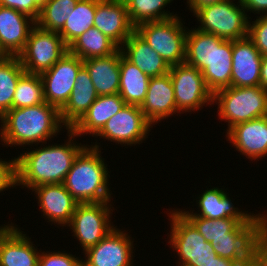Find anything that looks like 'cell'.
<instances>
[{
  "instance_id": "1",
  "label": "cell",
  "mask_w": 267,
  "mask_h": 266,
  "mask_svg": "<svg viewBox=\"0 0 267 266\" xmlns=\"http://www.w3.org/2000/svg\"><path fill=\"white\" fill-rule=\"evenodd\" d=\"M66 130L68 133L66 144L55 143L44 147H41L43 145L41 144L32 151L20 153L16 158L17 186L21 185L22 188L32 190L43 184L64 182L74 159L86 146L76 142L78 137L71 129Z\"/></svg>"
},
{
  "instance_id": "2",
  "label": "cell",
  "mask_w": 267,
  "mask_h": 266,
  "mask_svg": "<svg viewBox=\"0 0 267 266\" xmlns=\"http://www.w3.org/2000/svg\"><path fill=\"white\" fill-rule=\"evenodd\" d=\"M0 139L12 147L47 143L59 134L66 126L60 118V111L48 104L41 103L36 106L14 108L7 111L0 118ZM25 145V146H24Z\"/></svg>"
},
{
  "instance_id": "3",
  "label": "cell",
  "mask_w": 267,
  "mask_h": 266,
  "mask_svg": "<svg viewBox=\"0 0 267 266\" xmlns=\"http://www.w3.org/2000/svg\"><path fill=\"white\" fill-rule=\"evenodd\" d=\"M233 40H225L196 28L187 31L185 63L202 72L207 88L231 86Z\"/></svg>"
},
{
  "instance_id": "4",
  "label": "cell",
  "mask_w": 267,
  "mask_h": 266,
  "mask_svg": "<svg viewBox=\"0 0 267 266\" xmlns=\"http://www.w3.org/2000/svg\"><path fill=\"white\" fill-rule=\"evenodd\" d=\"M99 147L98 142L86 145L74 159L63 182L78 204L111 202L110 172Z\"/></svg>"
},
{
  "instance_id": "5",
  "label": "cell",
  "mask_w": 267,
  "mask_h": 266,
  "mask_svg": "<svg viewBox=\"0 0 267 266\" xmlns=\"http://www.w3.org/2000/svg\"><path fill=\"white\" fill-rule=\"evenodd\" d=\"M218 119L228 122L226 132L236 124L267 116V90L260 86H230L213 94Z\"/></svg>"
},
{
  "instance_id": "6",
  "label": "cell",
  "mask_w": 267,
  "mask_h": 266,
  "mask_svg": "<svg viewBox=\"0 0 267 266\" xmlns=\"http://www.w3.org/2000/svg\"><path fill=\"white\" fill-rule=\"evenodd\" d=\"M206 5L193 12L200 22L197 30L214 34L225 40H239L248 36L249 14L240 0ZM237 3V5H236Z\"/></svg>"
},
{
  "instance_id": "7",
  "label": "cell",
  "mask_w": 267,
  "mask_h": 266,
  "mask_svg": "<svg viewBox=\"0 0 267 266\" xmlns=\"http://www.w3.org/2000/svg\"><path fill=\"white\" fill-rule=\"evenodd\" d=\"M170 237L168 243L179 258L176 266H207L217 253L210 242L178 209L170 210Z\"/></svg>"
},
{
  "instance_id": "8",
  "label": "cell",
  "mask_w": 267,
  "mask_h": 266,
  "mask_svg": "<svg viewBox=\"0 0 267 266\" xmlns=\"http://www.w3.org/2000/svg\"><path fill=\"white\" fill-rule=\"evenodd\" d=\"M179 17L146 22L135 28L169 66L185 63L188 28H185Z\"/></svg>"
},
{
  "instance_id": "9",
  "label": "cell",
  "mask_w": 267,
  "mask_h": 266,
  "mask_svg": "<svg viewBox=\"0 0 267 266\" xmlns=\"http://www.w3.org/2000/svg\"><path fill=\"white\" fill-rule=\"evenodd\" d=\"M67 52L68 46L58 32L46 31L36 25L18 58L26 73L41 74L49 70Z\"/></svg>"
},
{
  "instance_id": "10",
  "label": "cell",
  "mask_w": 267,
  "mask_h": 266,
  "mask_svg": "<svg viewBox=\"0 0 267 266\" xmlns=\"http://www.w3.org/2000/svg\"><path fill=\"white\" fill-rule=\"evenodd\" d=\"M110 202L78 204L67 225L79 240L84 253L97 245L116 226L111 223ZM112 211V212H111Z\"/></svg>"
},
{
  "instance_id": "11",
  "label": "cell",
  "mask_w": 267,
  "mask_h": 266,
  "mask_svg": "<svg viewBox=\"0 0 267 266\" xmlns=\"http://www.w3.org/2000/svg\"><path fill=\"white\" fill-rule=\"evenodd\" d=\"M169 74L174 88L177 110L199 111L213 104V93L207 88L202 72L186 63L170 66Z\"/></svg>"
},
{
  "instance_id": "12",
  "label": "cell",
  "mask_w": 267,
  "mask_h": 266,
  "mask_svg": "<svg viewBox=\"0 0 267 266\" xmlns=\"http://www.w3.org/2000/svg\"><path fill=\"white\" fill-rule=\"evenodd\" d=\"M152 127L140 106L126 104L95 136L122 146L140 145L148 137Z\"/></svg>"
},
{
  "instance_id": "13",
  "label": "cell",
  "mask_w": 267,
  "mask_h": 266,
  "mask_svg": "<svg viewBox=\"0 0 267 266\" xmlns=\"http://www.w3.org/2000/svg\"><path fill=\"white\" fill-rule=\"evenodd\" d=\"M82 67L83 60L67 52L49 70L41 73L45 102L60 111L68 101Z\"/></svg>"
},
{
  "instance_id": "14",
  "label": "cell",
  "mask_w": 267,
  "mask_h": 266,
  "mask_svg": "<svg viewBox=\"0 0 267 266\" xmlns=\"http://www.w3.org/2000/svg\"><path fill=\"white\" fill-rule=\"evenodd\" d=\"M122 230L115 227L97 245L86 250L82 266H134V241Z\"/></svg>"
},
{
  "instance_id": "15",
  "label": "cell",
  "mask_w": 267,
  "mask_h": 266,
  "mask_svg": "<svg viewBox=\"0 0 267 266\" xmlns=\"http://www.w3.org/2000/svg\"><path fill=\"white\" fill-rule=\"evenodd\" d=\"M225 188H207L201 196L196 197V204L199 207L198 212L193 213L191 210L185 211L178 209L184 216H198L209 219H222L233 218L239 223H266V214H254L244 210L240 211L238 207H235L231 202V198ZM227 192V193H226Z\"/></svg>"
},
{
  "instance_id": "16",
  "label": "cell",
  "mask_w": 267,
  "mask_h": 266,
  "mask_svg": "<svg viewBox=\"0 0 267 266\" xmlns=\"http://www.w3.org/2000/svg\"><path fill=\"white\" fill-rule=\"evenodd\" d=\"M185 217L211 245H217L223 239H260L265 234V223H239L233 218Z\"/></svg>"
},
{
  "instance_id": "17",
  "label": "cell",
  "mask_w": 267,
  "mask_h": 266,
  "mask_svg": "<svg viewBox=\"0 0 267 266\" xmlns=\"http://www.w3.org/2000/svg\"><path fill=\"white\" fill-rule=\"evenodd\" d=\"M12 222L0 226V266H38L40 251Z\"/></svg>"
},
{
  "instance_id": "18",
  "label": "cell",
  "mask_w": 267,
  "mask_h": 266,
  "mask_svg": "<svg viewBox=\"0 0 267 266\" xmlns=\"http://www.w3.org/2000/svg\"><path fill=\"white\" fill-rule=\"evenodd\" d=\"M94 27L119 48L135 31L124 0H96Z\"/></svg>"
},
{
  "instance_id": "19",
  "label": "cell",
  "mask_w": 267,
  "mask_h": 266,
  "mask_svg": "<svg viewBox=\"0 0 267 266\" xmlns=\"http://www.w3.org/2000/svg\"><path fill=\"white\" fill-rule=\"evenodd\" d=\"M37 195L39 208L49 221L66 227L71 221L78 202L68 192L63 183L43 184L32 189Z\"/></svg>"
},
{
  "instance_id": "20",
  "label": "cell",
  "mask_w": 267,
  "mask_h": 266,
  "mask_svg": "<svg viewBox=\"0 0 267 266\" xmlns=\"http://www.w3.org/2000/svg\"><path fill=\"white\" fill-rule=\"evenodd\" d=\"M262 57L248 37L233 40L231 86H260Z\"/></svg>"
},
{
  "instance_id": "21",
  "label": "cell",
  "mask_w": 267,
  "mask_h": 266,
  "mask_svg": "<svg viewBox=\"0 0 267 266\" xmlns=\"http://www.w3.org/2000/svg\"><path fill=\"white\" fill-rule=\"evenodd\" d=\"M226 137L232 147L251 161L267 156V116L234 125Z\"/></svg>"
},
{
  "instance_id": "22",
  "label": "cell",
  "mask_w": 267,
  "mask_h": 266,
  "mask_svg": "<svg viewBox=\"0 0 267 266\" xmlns=\"http://www.w3.org/2000/svg\"><path fill=\"white\" fill-rule=\"evenodd\" d=\"M36 21L15 9L0 6V50L18 56L25 48Z\"/></svg>"
},
{
  "instance_id": "23",
  "label": "cell",
  "mask_w": 267,
  "mask_h": 266,
  "mask_svg": "<svg viewBox=\"0 0 267 266\" xmlns=\"http://www.w3.org/2000/svg\"><path fill=\"white\" fill-rule=\"evenodd\" d=\"M140 109L152 125L168 119L173 114L180 113L177 110L169 72L161 76L150 77L147 94Z\"/></svg>"
},
{
  "instance_id": "24",
  "label": "cell",
  "mask_w": 267,
  "mask_h": 266,
  "mask_svg": "<svg viewBox=\"0 0 267 266\" xmlns=\"http://www.w3.org/2000/svg\"><path fill=\"white\" fill-rule=\"evenodd\" d=\"M98 94L88 71L83 66L77 75L70 97L60 110V118L67 129H71L88 111Z\"/></svg>"
},
{
  "instance_id": "25",
  "label": "cell",
  "mask_w": 267,
  "mask_h": 266,
  "mask_svg": "<svg viewBox=\"0 0 267 266\" xmlns=\"http://www.w3.org/2000/svg\"><path fill=\"white\" fill-rule=\"evenodd\" d=\"M98 96L113 95L119 92L120 48L113 54L83 60Z\"/></svg>"
},
{
  "instance_id": "26",
  "label": "cell",
  "mask_w": 267,
  "mask_h": 266,
  "mask_svg": "<svg viewBox=\"0 0 267 266\" xmlns=\"http://www.w3.org/2000/svg\"><path fill=\"white\" fill-rule=\"evenodd\" d=\"M126 105L119 93L98 96L84 116L71 128L79 137L89 134L94 137Z\"/></svg>"
},
{
  "instance_id": "27",
  "label": "cell",
  "mask_w": 267,
  "mask_h": 266,
  "mask_svg": "<svg viewBox=\"0 0 267 266\" xmlns=\"http://www.w3.org/2000/svg\"><path fill=\"white\" fill-rule=\"evenodd\" d=\"M122 54L149 77L169 72L170 66L134 31L120 47Z\"/></svg>"
},
{
  "instance_id": "28",
  "label": "cell",
  "mask_w": 267,
  "mask_h": 266,
  "mask_svg": "<svg viewBox=\"0 0 267 266\" xmlns=\"http://www.w3.org/2000/svg\"><path fill=\"white\" fill-rule=\"evenodd\" d=\"M150 77L130 62L120 49L119 95L126 104L141 106L145 100Z\"/></svg>"
},
{
  "instance_id": "29",
  "label": "cell",
  "mask_w": 267,
  "mask_h": 266,
  "mask_svg": "<svg viewBox=\"0 0 267 266\" xmlns=\"http://www.w3.org/2000/svg\"><path fill=\"white\" fill-rule=\"evenodd\" d=\"M119 47L96 27H91L69 46L68 52L82 60L113 54Z\"/></svg>"
},
{
  "instance_id": "30",
  "label": "cell",
  "mask_w": 267,
  "mask_h": 266,
  "mask_svg": "<svg viewBox=\"0 0 267 266\" xmlns=\"http://www.w3.org/2000/svg\"><path fill=\"white\" fill-rule=\"evenodd\" d=\"M95 11L96 0H78L63 28L58 32L67 46L82 33L94 27Z\"/></svg>"
},
{
  "instance_id": "31",
  "label": "cell",
  "mask_w": 267,
  "mask_h": 266,
  "mask_svg": "<svg viewBox=\"0 0 267 266\" xmlns=\"http://www.w3.org/2000/svg\"><path fill=\"white\" fill-rule=\"evenodd\" d=\"M24 73L18 56H5L0 60V118L12 109L18 80Z\"/></svg>"
},
{
  "instance_id": "32",
  "label": "cell",
  "mask_w": 267,
  "mask_h": 266,
  "mask_svg": "<svg viewBox=\"0 0 267 266\" xmlns=\"http://www.w3.org/2000/svg\"><path fill=\"white\" fill-rule=\"evenodd\" d=\"M173 0H124L129 19L136 28L138 25L176 17L164 8Z\"/></svg>"
},
{
  "instance_id": "33",
  "label": "cell",
  "mask_w": 267,
  "mask_h": 266,
  "mask_svg": "<svg viewBox=\"0 0 267 266\" xmlns=\"http://www.w3.org/2000/svg\"><path fill=\"white\" fill-rule=\"evenodd\" d=\"M44 102L43 82L40 74L25 72L18 80L12 109L36 106Z\"/></svg>"
},
{
  "instance_id": "34",
  "label": "cell",
  "mask_w": 267,
  "mask_h": 266,
  "mask_svg": "<svg viewBox=\"0 0 267 266\" xmlns=\"http://www.w3.org/2000/svg\"><path fill=\"white\" fill-rule=\"evenodd\" d=\"M78 0H50L40 11L36 25L46 31L59 32Z\"/></svg>"
},
{
  "instance_id": "35",
  "label": "cell",
  "mask_w": 267,
  "mask_h": 266,
  "mask_svg": "<svg viewBox=\"0 0 267 266\" xmlns=\"http://www.w3.org/2000/svg\"><path fill=\"white\" fill-rule=\"evenodd\" d=\"M259 239H223L212 245L218 256L235 261H256Z\"/></svg>"
},
{
  "instance_id": "36",
  "label": "cell",
  "mask_w": 267,
  "mask_h": 266,
  "mask_svg": "<svg viewBox=\"0 0 267 266\" xmlns=\"http://www.w3.org/2000/svg\"><path fill=\"white\" fill-rule=\"evenodd\" d=\"M261 55H267V16H259L252 24L249 20L248 36Z\"/></svg>"
},
{
  "instance_id": "37",
  "label": "cell",
  "mask_w": 267,
  "mask_h": 266,
  "mask_svg": "<svg viewBox=\"0 0 267 266\" xmlns=\"http://www.w3.org/2000/svg\"><path fill=\"white\" fill-rule=\"evenodd\" d=\"M72 254L60 251L40 252L38 266H82L81 261Z\"/></svg>"
},
{
  "instance_id": "38",
  "label": "cell",
  "mask_w": 267,
  "mask_h": 266,
  "mask_svg": "<svg viewBox=\"0 0 267 266\" xmlns=\"http://www.w3.org/2000/svg\"><path fill=\"white\" fill-rule=\"evenodd\" d=\"M17 186L16 157L9 161L0 158V193Z\"/></svg>"
},
{
  "instance_id": "39",
  "label": "cell",
  "mask_w": 267,
  "mask_h": 266,
  "mask_svg": "<svg viewBox=\"0 0 267 266\" xmlns=\"http://www.w3.org/2000/svg\"><path fill=\"white\" fill-rule=\"evenodd\" d=\"M246 12L267 16V0H240ZM262 12V13H261Z\"/></svg>"
},
{
  "instance_id": "40",
  "label": "cell",
  "mask_w": 267,
  "mask_h": 266,
  "mask_svg": "<svg viewBox=\"0 0 267 266\" xmlns=\"http://www.w3.org/2000/svg\"><path fill=\"white\" fill-rule=\"evenodd\" d=\"M256 266H267V234L266 233L257 242Z\"/></svg>"
},
{
  "instance_id": "41",
  "label": "cell",
  "mask_w": 267,
  "mask_h": 266,
  "mask_svg": "<svg viewBox=\"0 0 267 266\" xmlns=\"http://www.w3.org/2000/svg\"><path fill=\"white\" fill-rule=\"evenodd\" d=\"M207 266H256V261H235L216 256Z\"/></svg>"
},
{
  "instance_id": "42",
  "label": "cell",
  "mask_w": 267,
  "mask_h": 266,
  "mask_svg": "<svg viewBox=\"0 0 267 266\" xmlns=\"http://www.w3.org/2000/svg\"><path fill=\"white\" fill-rule=\"evenodd\" d=\"M50 0H28V16L37 21L40 15L41 9Z\"/></svg>"
},
{
  "instance_id": "43",
  "label": "cell",
  "mask_w": 267,
  "mask_h": 266,
  "mask_svg": "<svg viewBox=\"0 0 267 266\" xmlns=\"http://www.w3.org/2000/svg\"><path fill=\"white\" fill-rule=\"evenodd\" d=\"M0 6L15 9L28 16V0H0Z\"/></svg>"
},
{
  "instance_id": "44",
  "label": "cell",
  "mask_w": 267,
  "mask_h": 266,
  "mask_svg": "<svg viewBox=\"0 0 267 266\" xmlns=\"http://www.w3.org/2000/svg\"><path fill=\"white\" fill-rule=\"evenodd\" d=\"M226 0H187L189 10L193 13L196 9L204 7L206 5L223 2Z\"/></svg>"
},
{
  "instance_id": "45",
  "label": "cell",
  "mask_w": 267,
  "mask_h": 266,
  "mask_svg": "<svg viewBox=\"0 0 267 266\" xmlns=\"http://www.w3.org/2000/svg\"><path fill=\"white\" fill-rule=\"evenodd\" d=\"M260 87L267 90V55H263L262 57Z\"/></svg>"
},
{
  "instance_id": "46",
  "label": "cell",
  "mask_w": 267,
  "mask_h": 266,
  "mask_svg": "<svg viewBox=\"0 0 267 266\" xmlns=\"http://www.w3.org/2000/svg\"><path fill=\"white\" fill-rule=\"evenodd\" d=\"M6 55L0 50V60L4 58Z\"/></svg>"
},
{
  "instance_id": "47",
  "label": "cell",
  "mask_w": 267,
  "mask_h": 266,
  "mask_svg": "<svg viewBox=\"0 0 267 266\" xmlns=\"http://www.w3.org/2000/svg\"><path fill=\"white\" fill-rule=\"evenodd\" d=\"M265 233L267 234V217H266V223H265Z\"/></svg>"
}]
</instances>
